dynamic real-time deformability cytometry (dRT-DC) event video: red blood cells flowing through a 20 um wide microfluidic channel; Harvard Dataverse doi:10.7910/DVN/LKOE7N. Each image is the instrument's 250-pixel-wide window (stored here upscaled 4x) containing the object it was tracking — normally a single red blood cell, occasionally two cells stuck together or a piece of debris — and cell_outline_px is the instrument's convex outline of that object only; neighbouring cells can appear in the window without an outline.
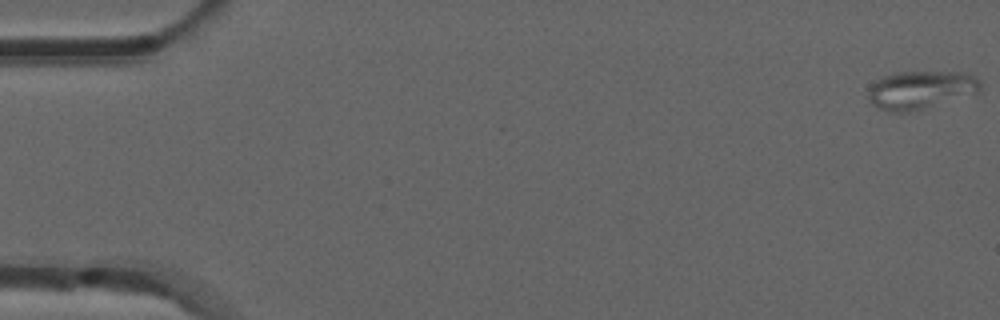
{"species": "common noctule bat (a hibernating species)", "species_latin": "Nyctalus noctula", "temperature_condition": "room temperature", "stored_images_in_passage": 53, "camera_frame_rate_fps": 3000, "um_per_image_px": 0.085, "animal": {"sex": "male", "forearm_length_mm": 52.5}, "frame": {"image": 1, "passage_image": 1, "time_ms": 0.0, "image_size_px": [1000, 320], "cell_outline_px": [[980, 92], [924, 108], [908, 112], [888, 112], [872, 104], [868, 100], [868, 88], [876, 80], [884, 76], [896, 72], [968, 72], [976, 76], [980, 80]], "centroid_in_image_um": [78.25, 7.63], "position_along_channel_um": 6.7, "area_um2": 25.03}}
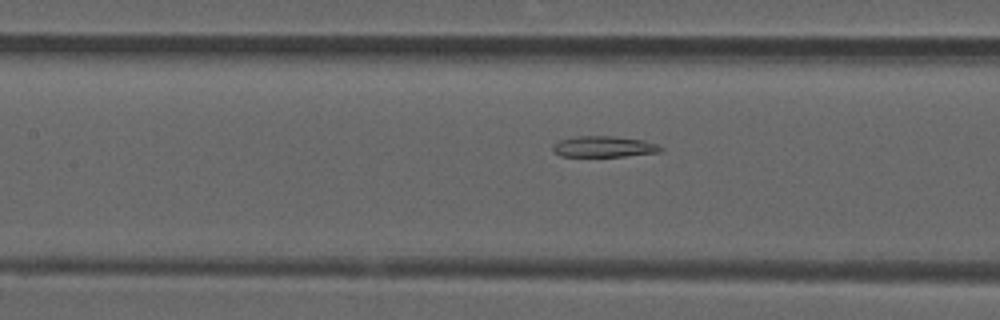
{"frame": {"image": 2, "passage_image": 24, "time_ms": 7.667, "image_size_px": [1000, 320], "cell_outline_px": [[664, 148], [660, 152], [624, 156], [560, 156], [552, 152], [552, 144], [560, 140], [576, 136], [612, 136], [644, 140], [656, 144]], "centroid_in_image_um": [51.29, 12.46], "position_along_channel_um": 156.1, "area_um2": 13.24}}
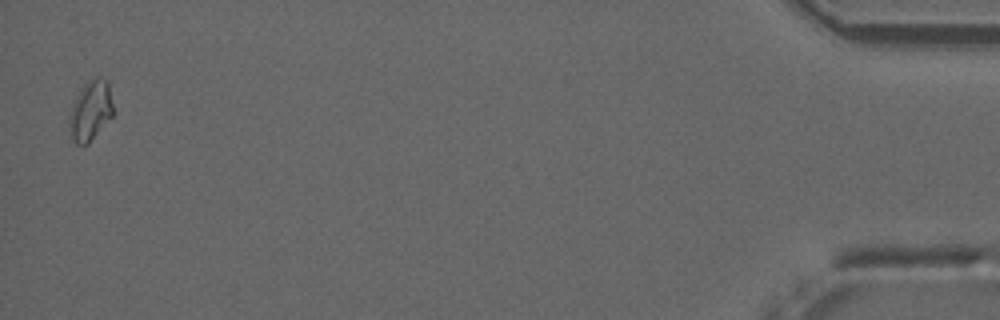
{"frame": {"image": 3, "passage_image": 52, "time_ms": 17.0, "image_size_px": [1000, 320], "cell_outline_px": [[112, 116], [88, 144], [76, 144], [72, 136], [72, 104], [80, 88], [88, 80], [96, 76], [100, 76], [108, 80], [112, 104]], "centroid_in_image_um": [7.74, 9.33], "position_along_channel_um": 427.5, "area_um2": 14.8}}